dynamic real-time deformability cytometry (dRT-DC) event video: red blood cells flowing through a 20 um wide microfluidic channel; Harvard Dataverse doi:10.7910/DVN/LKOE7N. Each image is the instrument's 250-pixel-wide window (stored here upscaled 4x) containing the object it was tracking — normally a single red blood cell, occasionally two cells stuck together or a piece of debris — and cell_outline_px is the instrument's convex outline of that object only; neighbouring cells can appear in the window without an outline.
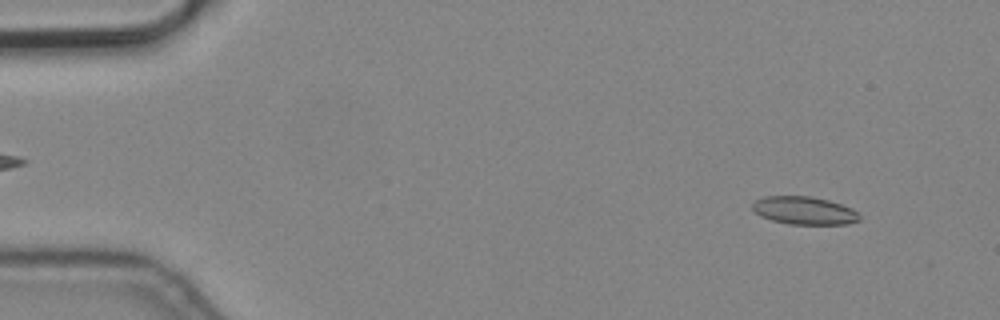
{"species": "common noctule bat (a hibernating species)", "species_latin": "Nyctalus noctula", "temperature_condition": "cold", "stored_images_in_passage": 4, "camera_frame_rate_fps": 3000, "um_per_image_px": 0.085, "animal": {"sex": "male", "body_mass_g": 19.2, "forearm_length_mm": 51.8}, "frame": {"image": 1, "passage_image": 1, "time_ms": 0.0, "image_size_px": [1000, 320], "cell_outline_px": [[860, 220], [848, 224], [788, 224], [772, 220], [760, 216], [752, 208], [752, 204], [756, 200], [764, 196], [808, 196], [828, 200], [852, 208], [860, 216]], "centroid_in_image_um": [68.35, 17.9], "position_along_channel_um": 16.6, "area_um2": 17.34}}
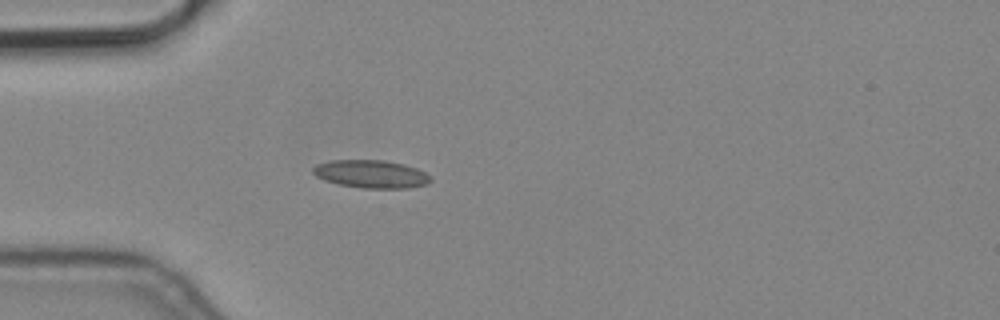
{"frame": {"image": 2, "passage_image": 4, "time_ms": 1.0, "image_size_px": [1000, 320], "cell_outline_px": [[432, 180], [428, 184], [408, 188], [360, 188], [340, 184], [324, 180], [316, 176], [312, 172], [312, 168], [316, 164], [328, 160], [384, 160], [404, 164], [416, 168], [432, 176]], "centroid_in_image_um": [31.55, 14.79], "position_along_channel_um": 53.5, "area_um2": 19.31}}